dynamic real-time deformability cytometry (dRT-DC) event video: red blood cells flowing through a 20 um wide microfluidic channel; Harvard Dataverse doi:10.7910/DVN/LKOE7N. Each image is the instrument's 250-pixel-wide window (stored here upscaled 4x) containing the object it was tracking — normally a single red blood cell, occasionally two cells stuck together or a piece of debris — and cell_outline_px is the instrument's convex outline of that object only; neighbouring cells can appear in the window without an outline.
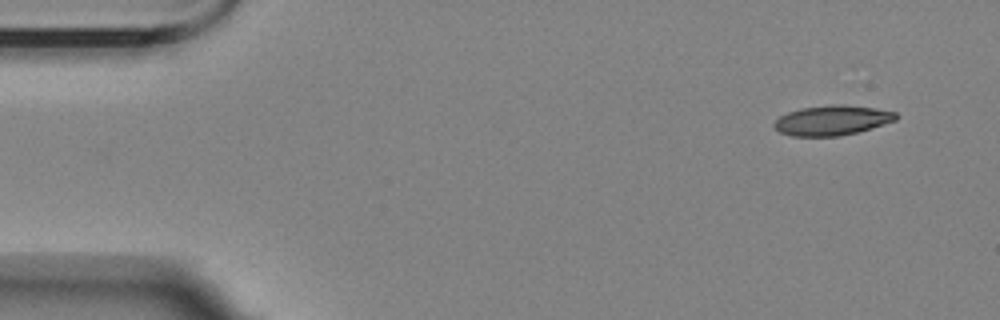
{"species": "Egyptian fruit bat (a non-hibernating species)", "species_latin": "Rousettus aegyptiacus", "temperature_condition": "room temperature", "stored_images_in_passage": 4, "camera_frame_rate_fps": 3000, "um_per_image_px": 0.085, "animal": {"sex": "female"}, "frame": {"image": 1, "passage_image": 1, "time_ms": 0.0, "image_size_px": [1000, 320], "cell_outline_px": [[896, 120], [872, 128], [840, 136], [792, 136], [780, 132], [772, 124], [780, 116], [788, 112], [800, 108], [832, 104], [844, 104], [876, 108], [896, 112]], "centroid_in_image_um": [70.72, 10.22], "position_along_channel_um": 14.3, "area_um2": 21.21}}
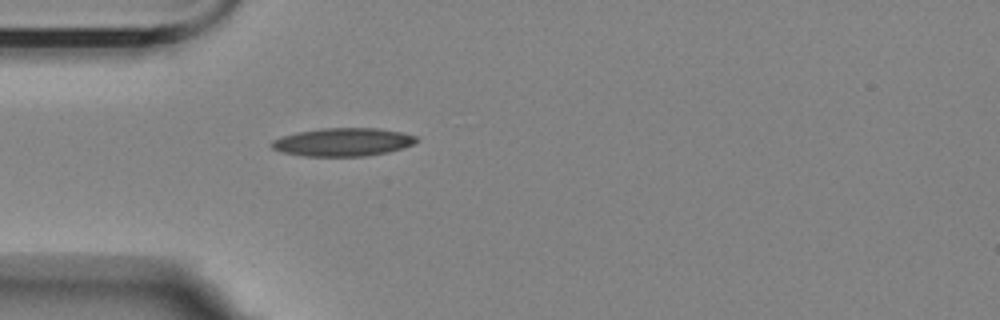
{"frame": {"image": 2, "passage_image": 4, "time_ms": 4.0, "image_size_px": [1000, 320], "cell_outline_px": [[416, 140], [412, 144], [388, 152], [364, 156], [304, 156], [284, 152], [272, 148], [268, 144], [272, 140], [280, 136], [296, 132], [324, 128], [376, 128], [400, 132], [416, 136]], "centroid_in_image_um": [29.07, 12.07], "position_along_channel_um": 55.9, "area_um2": 23.58}}